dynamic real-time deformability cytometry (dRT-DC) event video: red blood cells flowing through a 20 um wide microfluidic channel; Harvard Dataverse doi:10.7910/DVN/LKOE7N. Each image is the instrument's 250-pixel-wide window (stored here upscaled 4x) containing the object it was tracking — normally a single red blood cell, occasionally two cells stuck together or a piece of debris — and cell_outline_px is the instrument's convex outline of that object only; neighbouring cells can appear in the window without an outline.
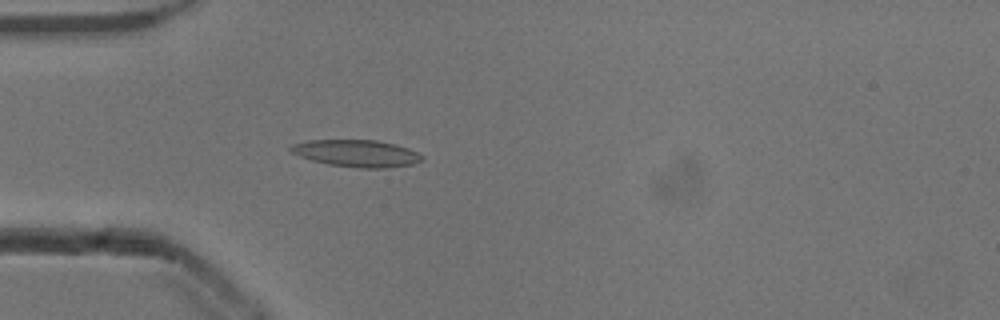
{"species": "common noctule bat (a hibernating species)", "species_latin": "Nyctalus noctula", "temperature_condition": "cold", "stored_images_in_passage": 52, "camera_frame_rate_fps": 3000, "um_per_image_px": 0.085, "animal": {"sex": "male", "body_mass_g": 13.3}, "frame": {"image": 1, "passage_image": 15, "time_ms": 4.667, "image_size_px": [1000, 320], "cell_outline_px": [[424, 156], [420, 160], [412, 164], [388, 168], [360, 168], [328, 164], [312, 160], [300, 156], [292, 152], [288, 148], [292, 144], [308, 140], [376, 140], [408, 148]], "centroid_in_image_um": [30.28, 13.03], "position_along_channel_um": 54.7, "area_um2": 20.46}}
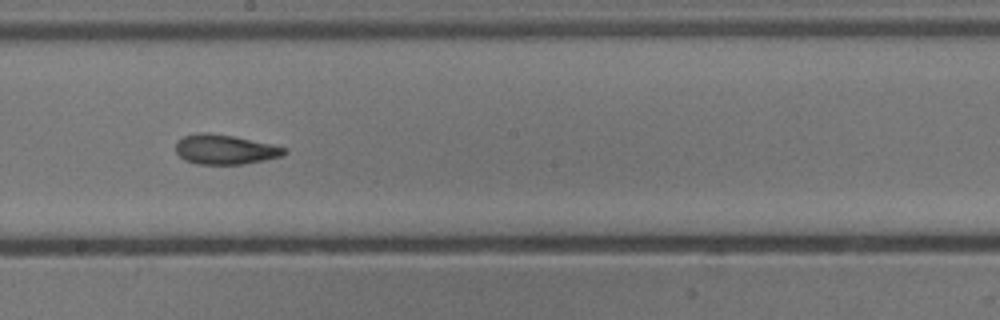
{"frame": {"image": 2, "passage_image": 29, "time_ms": 9.333, "image_size_px": [1000, 320], "cell_outline_px": [[288, 152], [280, 156], [264, 160], [244, 164], [196, 164], [184, 160], [176, 152], [176, 140], [184, 136], [196, 132], [208, 132], [236, 136], [272, 144], [288, 148]], "centroid_in_image_um": [19.11, 12.69], "position_along_channel_um": 229.1, "area_um2": 19.07}}
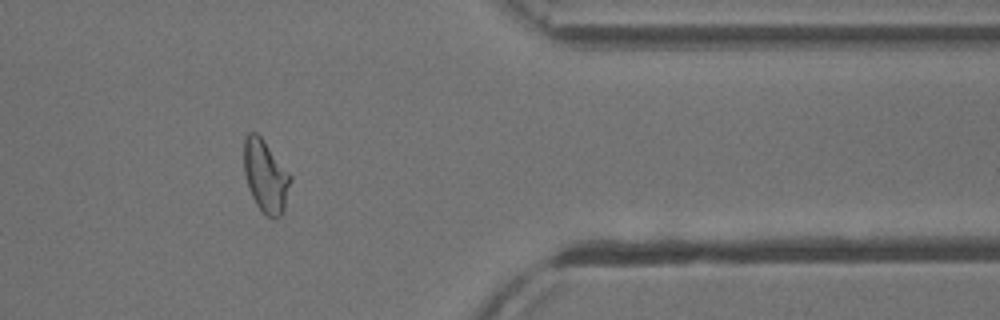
{"frame": {"image": 3, "passage_image": 43, "time_ms": 14.0, "image_size_px": [1000, 320], "cell_outline_px": [[292, 180], [284, 212], [280, 216], [272, 220], [256, 204], [252, 196], [244, 172], [244, 140], [248, 132], [256, 132], [264, 140], [292, 176]], "centroid_in_image_um": [22.6, 14.98], "position_along_channel_um": 388.8, "area_um2": 19.65}, "authors_computed_cell_mechanics": {"area_um2": 19.652, "velocity_mm_per_s": 3.8607, "shape_relaxation_time_tau1_ms": 5.2075, "shape_relaxation_time_tau2_ms": 1.7439, "deformation_change_tau1": 0.1591, "deformation_change_tau2": 0.0845}}